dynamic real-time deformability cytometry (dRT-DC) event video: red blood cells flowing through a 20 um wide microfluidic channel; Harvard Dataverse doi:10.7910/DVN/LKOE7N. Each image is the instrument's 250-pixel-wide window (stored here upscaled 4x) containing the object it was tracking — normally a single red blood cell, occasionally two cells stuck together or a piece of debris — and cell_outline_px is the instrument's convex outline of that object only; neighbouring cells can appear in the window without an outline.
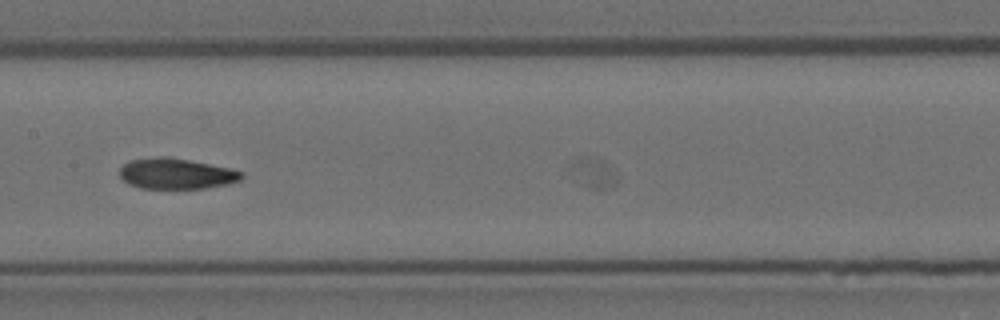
{"species": "Egyptian fruit bat (a non-hibernating species)", "species_latin": "Rousettus aegyptiacus", "temperature_condition": "room temperature", "stored_images_in_passage": 12, "camera_frame_rate_fps": 3000, "um_per_image_px": 0.085, "animal": {"sex": "female"}, "frame": {"image": 1, "passage_image": 11, "time_ms": 3.333, "image_size_px": [1000, 320], "cell_outline_px": [[244, 176], [240, 180], [228, 184], [204, 188], [140, 188], [128, 184], [120, 176], [120, 168], [124, 164], [132, 160], [188, 160], [228, 168], [244, 172]], "centroid_in_image_um": [15.03, 14.82], "position_along_channel_um": 192.4, "area_um2": 20.69}}